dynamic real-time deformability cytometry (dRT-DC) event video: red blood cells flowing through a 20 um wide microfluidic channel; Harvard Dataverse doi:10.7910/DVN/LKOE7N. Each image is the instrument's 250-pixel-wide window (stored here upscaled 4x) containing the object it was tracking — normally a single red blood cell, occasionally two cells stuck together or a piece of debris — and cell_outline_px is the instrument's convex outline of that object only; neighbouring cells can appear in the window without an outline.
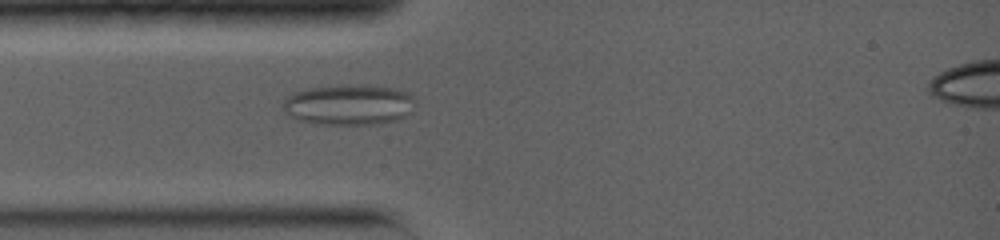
{"species": "common noctule bat (a hibernating species)", "species_latin": "Nyctalus noctula", "temperature_condition": "warm", "stored_images_in_passage": 69, "segment_of_instrument_passage": [1, 2], "camera_frame_rate_fps": 5000, "um_per_image_px": 0.085, "animal": {"sex": "female", "body_mass_g": 19.0, "forearm_length_mm": 56.7}, "frame": {"image": 1, "passage_image": 6, "time_ms": 1.2, "image_size_px": [1000, 240], "cell_outline_px": [[412, 100], [408, 112], [404, 116], [396, 120], [380, 124], [320, 124], [296, 120], [288, 116], [284, 108], [284, 100], [288, 96], [296, 92], [308, 88], [348, 84], [364, 84], [396, 88], [408, 92], [412, 96]], "centroid_in_image_um": [29.62, 8.89], "position_along_channel_um": 55.4, "area_um2": 31.21}}
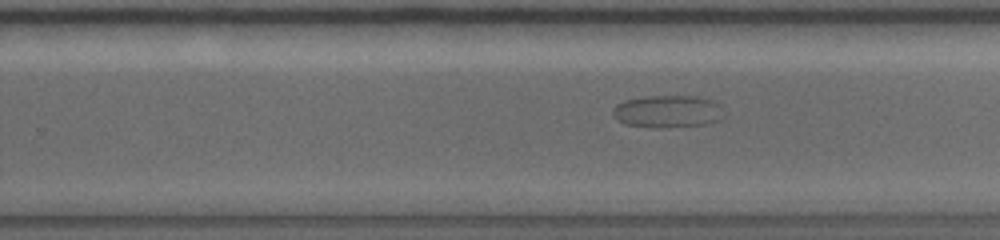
{"frame": {"image": 2, "passage_image": 36, "time_ms": 7.6, "image_size_px": [1000, 240], "cell_outline_px": [[724, 116], [720, 120], [704, 124], [660, 128], [652, 128], [624, 124], [616, 120], [612, 112], [612, 108], [616, 104], [624, 100], [648, 96], [696, 96], [712, 100], [720, 104]], "centroid_in_image_um": [56.73, 9.48], "position_along_channel_um": 273.1, "area_um2": 21.21}}
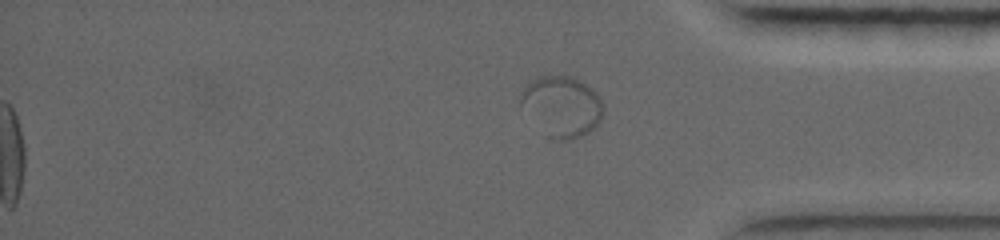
{"frame": {"image": 3, "passage_image": 56, "time_ms": 11.2, "image_size_px": [1000, 240], "cell_outline_px": [[604, 112], [600, 120], [588, 132], [580, 136], [568, 140], [552, 140], [548, 136], [520, 104], [520, 100], [524, 88], [536, 76], [572, 76], [580, 80], [592, 88], [596, 92], [604, 104]], "centroid_in_image_um": [47.8, 9.02], "position_along_channel_um": 387.4, "area_um2": 28.78}}